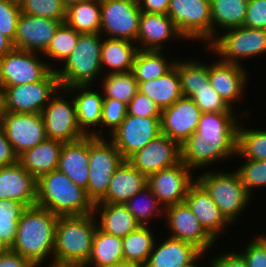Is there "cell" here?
Masks as SVG:
<instances>
[{"label": "cell", "instance_id": "15", "mask_svg": "<svg viewBox=\"0 0 266 267\" xmlns=\"http://www.w3.org/2000/svg\"><path fill=\"white\" fill-rule=\"evenodd\" d=\"M160 119L126 115L121 125L108 138L124 160H128L161 134Z\"/></svg>", "mask_w": 266, "mask_h": 267}, {"label": "cell", "instance_id": "45", "mask_svg": "<svg viewBox=\"0 0 266 267\" xmlns=\"http://www.w3.org/2000/svg\"><path fill=\"white\" fill-rule=\"evenodd\" d=\"M21 12L26 15L65 22L66 9L62 0H21Z\"/></svg>", "mask_w": 266, "mask_h": 267}, {"label": "cell", "instance_id": "6", "mask_svg": "<svg viewBox=\"0 0 266 267\" xmlns=\"http://www.w3.org/2000/svg\"><path fill=\"white\" fill-rule=\"evenodd\" d=\"M226 30L221 35H216L206 47L222 62L243 65L240 61L242 59L266 54V29L243 25Z\"/></svg>", "mask_w": 266, "mask_h": 267}, {"label": "cell", "instance_id": "26", "mask_svg": "<svg viewBox=\"0 0 266 267\" xmlns=\"http://www.w3.org/2000/svg\"><path fill=\"white\" fill-rule=\"evenodd\" d=\"M181 161L195 173L197 169L208 168L221 160L236 156V146H215L193 133L181 146Z\"/></svg>", "mask_w": 266, "mask_h": 267}, {"label": "cell", "instance_id": "11", "mask_svg": "<svg viewBox=\"0 0 266 267\" xmlns=\"http://www.w3.org/2000/svg\"><path fill=\"white\" fill-rule=\"evenodd\" d=\"M100 34L136 42L141 11L138 0H100Z\"/></svg>", "mask_w": 266, "mask_h": 267}, {"label": "cell", "instance_id": "42", "mask_svg": "<svg viewBox=\"0 0 266 267\" xmlns=\"http://www.w3.org/2000/svg\"><path fill=\"white\" fill-rule=\"evenodd\" d=\"M27 206L16 200L0 201V249H10L16 235L18 222Z\"/></svg>", "mask_w": 266, "mask_h": 267}, {"label": "cell", "instance_id": "49", "mask_svg": "<svg viewBox=\"0 0 266 267\" xmlns=\"http://www.w3.org/2000/svg\"><path fill=\"white\" fill-rule=\"evenodd\" d=\"M21 14L19 2L0 0V32L12 42H14Z\"/></svg>", "mask_w": 266, "mask_h": 267}, {"label": "cell", "instance_id": "14", "mask_svg": "<svg viewBox=\"0 0 266 267\" xmlns=\"http://www.w3.org/2000/svg\"><path fill=\"white\" fill-rule=\"evenodd\" d=\"M192 171L180 161L174 166L149 175L147 177L148 187L164 208L182 203L190 186L196 181Z\"/></svg>", "mask_w": 266, "mask_h": 267}, {"label": "cell", "instance_id": "29", "mask_svg": "<svg viewBox=\"0 0 266 267\" xmlns=\"http://www.w3.org/2000/svg\"><path fill=\"white\" fill-rule=\"evenodd\" d=\"M147 186V176L124 160L114 171L106 195L97 203L125 204Z\"/></svg>", "mask_w": 266, "mask_h": 267}, {"label": "cell", "instance_id": "62", "mask_svg": "<svg viewBox=\"0 0 266 267\" xmlns=\"http://www.w3.org/2000/svg\"><path fill=\"white\" fill-rule=\"evenodd\" d=\"M51 267H83V266H51Z\"/></svg>", "mask_w": 266, "mask_h": 267}, {"label": "cell", "instance_id": "10", "mask_svg": "<svg viewBox=\"0 0 266 267\" xmlns=\"http://www.w3.org/2000/svg\"><path fill=\"white\" fill-rule=\"evenodd\" d=\"M3 87L7 112L41 114L60 85L57 73L52 69L38 82Z\"/></svg>", "mask_w": 266, "mask_h": 267}, {"label": "cell", "instance_id": "12", "mask_svg": "<svg viewBox=\"0 0 266 267\" xmlns=\"http://www.w3.org/2000/svg\"><path fill=\"white\" fill-rule=\"evenodd\" d=\"M41 56V53L13 49L0 58V83L3 86H15L42 80L57 67Z\"/></svg>", "mask_w": 266, "mask_h": 267}, {"label": "cell", "instance_id": "40", "mask_svg": "<svg viewBox=\"0 0 266 267\" xmlns=\"http://www.w3.org/2000/svg\"><path fill=\"white\" fill-rule=\"evenodd\" d=\"M180 78L183 97L191 98L192 90H197L209 81V64L196 59L186 58L175 61Z\"/></svg>", "mask_w": 266, "mask_h": 267}, {"label": "cell", "instance_id": "8", "mask_svg": "<svg viewBox=\"0 0 266 267\" xmlns=\"http://www.w3.org/2000/svg\"><path fill=\"white\" fill-rule=\"evenodd\" d=\"M167 15L185 40L212 41L210 0H170Z\"/></svg>", "mask_w": 266, "mask_h": 267}, {"label": "cell", "instance_id": "36", "mask_svg": "<svg viewBox=\"0 0 266 267\" xmlns=\"http://www.w3.org/2000/svg\"><path fill=\"white\" fill-rule=\"evenodd\" d=\"M65 23L80 34L100 33L101 1L86 0L66 9Z\"/></svg>", "mask_w": 266, "mask_h": 267}, {"label": "cell", "instance_id": "24", "mask_svg": "<svg viewBox=\"0 0 266 267\" xmlns=\"http://www.w3.org/2000/svg\"><path fill=\"white\" fill-rule=\"evenodd\" d=\"M36 198L37 180L18 162L0 167V201L11 199L30 207Z\"/></svg>", "mask_w": 266, "mask_h": 267}, {"label": "cell", "instance_id": "28", "mask_svg": "<svg viewBox=\"0 0 266 267\" xmlns=\"http://www.w3.org/2000/svg\"><path fill=\"white\" fill-rule=\"evenodd\" d=\"M159 242L156 239L152 252L143 267H185L202 252L194 245L167 237ZM158 242V243H157ZM160 243V244H159Z\"/></svg>", "mask_w": 266, "mask_h": 267}, {"label": "cell", "instance_id": "30", "mask_svg": "<svg viewBox=\"0 0 266 267\" xmlns=\"http://www.w3.org/2000/svg\"><path fill=\"white\" fill-rule=\"evenodd\" d=\"M63 142L46 139L18 155V163L36 180L58 169Z\"/></svg>", "mask_w": 266, "mask_h": 267}, {"label": "cell", "instance_id": "55", "mask_svg": "<svg viewBox=\"0 0 266 267\" xmlns=\"http://www.w3.org/2000/svg\"><path fill=\"white\" fill-rule=\"evenodd\" d=\"M17 162L18 155L8 141L4 128L0 125V167L9 166Z\"/></svg>", "mask_w": 266, "mask_h": 267}, {"label": "cell", "instance_id": "1", "mask_svg": "<svg viewBox=\"0 0 266 267\" xmlns=\"http://www.w3.org/2000/svg\"><path fill=\"white\" fill-rule=\"evenodd\" d=\"M58 217L38 205L27 207L18 222L16 239L10 250L31 260L37 267H42L49 259L48 267L53 266Z\"/></svg>", "mask_w": 266, "mask_h": 267}, {"label": "cell", "instance_id": "19", "mask_svg": "<svg viewBox=\"0 0 266 267\" xmlns=\"http://www.w3.org/2000/svg\"><path fill=\"white\" fill-rule=\"evenodd\" d=\"M215 58L217 61H212L209 65V82L213 89L234 109L233 104L239 102L245 94L249 80L248 72L244 65L222 62L217 57Z\"/></svg>", "mask_w": 266, "mask_h": 267}, {"label": "cell", "instance_id": "32", "mask_svg": "<svg viewBox=\"0 0 266 267\" xmlns=\"http://www.w3.org/2000/svg\"><path fill=\"white\" fill-rule=\"evenodd\" d=\"M138 50L135 42L103 37L100 52L103 74L130 72Z\"/></svg>", "mask_w": 266, "mask_h": 267}, {"label": "cell", "instance_id": "27", "mask_svg": "<svg viewBox=\"0 0 266 267\" xmlns=\"http://www.w3.org/2000/svg\"><path fill=\"white\" fill-rule=\"evenodd\" d=\"M58 170L73 183L87 189L89 179V136L63 143Z\"/></svg>", "mask_w": 266, "mask_h": 267}, {"label": "cell", "instance_id": "48", "mask_svg": "<svg viewBox=\"0 0 266 267\" xmlns=\"http://www.w3.org/2000/svg\"><path fill=\"white\" fill-rule=\"evenodd\" d=\"M127 115V104L112 98H104L102 104V118L100 137L110 136L121 125ZM109 133L106 135L103 129ZM104 131V133H103ZM105 134V135H104Z\"/></svg>", "mask_w": 266, "mask_h": 267}, {"label": "cell", "instance_id": "16", "mask_svg": "<svg viewBox=\"0 0 266 267\" xmlns=\"http://www.w3.org/2000/svg\"><path fill=\"white\" fill-rule=\"evenodd\" d=\"M0 125L17 155L47 139L41 114L6 112Z\"/></svg>", "mask_w": 266, "mask_h": 267}, {"label": "cell", "instance_id": "38", "mask_svg": "<svg viewBox=\"0 0 266 267\" xmlns=\"http://www.w3.org/2000/svg\"><path fill=\"white\" fill-rule=\"evenodd\" d=\"M175 59L169 60L162 51L138 50L131 72L138 83L164 76L175 65Z\"/></svg>", "mask_w": 266, "mask_h": 267}, {"label": "cell", "instance_id": "9", "mask_svg": "<svg viewBox=\"0 0 266 267\" xmlns=\"http://www.w3.org/2000/svg\"><path fill=\"white\" fill-rule=\"evenodd\" d=\"M66 94L67 90L60 87L41 113L47 139L63 143L77 141L86 136L78 125L73 97L69 100L65 97Z\"/></svg>", "mask_w": 266, "mask_h": 267}, {"label": "cell", "instance_id": "35", "mask_svg": "<svg viewBox=\"0 0 266 267\" xmlns=\"http://www.w3.org/2000/svg\"><path fill=\"white\" fill-rule=\"evenodd\" d=\"M247 4V0H210L212 40L219 34L218 28L223 31L244 25Z\"/></svg>", "mask_w": 266, "mask_h": 267}, {"label": "cell", "instance_id": "43", "mask_svg": "<svg viewBox=\"0 0 266 267\" xmlns=\"http://www.w3.org/2000/svg\"><path fill=\"white\" fill-rule=\"evenodd\" d=\"M101 78H103L102 82L99 83H102L104 98H112L128 104L138 92V82L131 71L105 74Z\"/></svg>", "mask_w": 266, "mask_h": 267}, {"label": "cell", "instance_id": "57", "mask_svg": "<svg viewBox=\"0 0 266 267\" xmlns=\"http://www.w3.org/2000/svg\"><path fill=\"white\" fill-rule=\"evenodd\" d=\"M14 49L13 42L0 32V58Z\"/></svg>", "mask_w": 266, "mask_h": 267}, {"label": "cell", "instance_id": "20", "mask_svg": "<svg viewBox=\"0 0 266 267\" xmlns=\"http://www.w3.org/2000/svg\"><path fill=\"white\" fill-rule=\"evenodd\" d=\"M62 22L22 13L18 20L14 49L43 53Z\"/></svg>", "mask_w": 266, "mask_h": 267}, {"label": "cell", "instance_id": "58", "mask_svg": "<svg viewBox=\"0 0 266 267\" xmlns=\"http://www.w3.org/2000/svg\"><path fill=\"white\" fill-rule=\"evenodd\" d=\"M6 112L5 88L0 83V122Z\"/></svg>", "mask_w": 266, "mask_h": 267}, {"label": "cell", "instance_id": "34", "mask_svg": "<svg viewBox=\"0 0 266 267\" xmlns=\"http://www.w3.org/2000/svg\"><path fill=\"white\" fill-rule=\"evenodd\" d=\"M123 263L122 238L107 234L97 227L90 257L83 267H105Z\"/></svg>", "mask_w": 266, "mask_h": 267}, {"label": "cell", "instance_id": "60", "mask_svg": "<svg viewBox=\"0 0 266 267\" xmlns=\"http://www.w3.org/2000/svg\"><path fill=\"white\" fill-rule=\"evenodd\" d=\"M64 5L66 7L70 6L71 4H74V3H79L81 1H86V0H62Z\"/></svg>", "mask_w": 266, "mask_h": 267}, {"label": "cell", "instance_id": "53", "mask_svg": "<svg viewBox=\"0 0 266 267\" xmlns=\"http://www.w3.org/2000/svg\"><path fill=\"white\" fill-rule=\"evenodd\" d=\"M218 255L211 258L212 260H210L211 264H209V267H248L243 256L237 251H230V253L225 252V254Z\"/></svg>", "mask_w": 266, "mask_h": 267}, {"label": "cell", "instance_id": "25", "mask_svg": "<svg viewBox=\"0 0 266 267\" xmlns=\"http://www.w3.org/2000/svg\"><path fill=\"white\" fill-rule=\"evenodd\" d=\"M240 120L236 112L202 113L195 133L208 144L236 146Z\"/></svg>", "mask_w": 266, "mask_h": 267}, {"label": "cell", "instance_id": "44", "mask_svg": "<svg viewBox=\"0 0 266 267\" xmlns=\"http://www.w3.org/2000/svg\"><path fill=\"white\" fill-rule=\"evenodd\" d=\"M80 33L69 27L65 22L61 23L55 31V35L42 53V57L52 61L63 62L73 51Z\"/></svg>", "mask_w": 266, "mask_h": 267}, {"label": "cell", "instance_id": "22", "mask_svg": "<svg viewBox=\"0 0 266 267\" xmlns=\"http://www.w3.org/2000/svg\"><path fill=\"white\" fill-rule=\"evenodd\" d=\"M184 202L191 209L201 226L216 242L222 238V234L228 229L225 227L231 226L221 214L209 193L197 180L190 186Z\"/></svg>", "mask_w": 266, "mask_h": 267}, {"label": "cell", "instance_id": "61", "mask_svg": "<svg viewBox=\"0 0 266 267\" xmlns=\"http://www.w3.org/2000/svg\"><path fill=\"white\" fill-rule=\"evenodd\" d=\"M105 267H136V266H133V265H130V264H126V263H123V264H117V265H113V266H105Z\"/></svg>", "mask_w": 266, "mask_h": 267}, {"label": "cell", "instance_id": "21", "mask_svg": "<svg viewBox=\"0 0 266 267\" xmlns=\"http://www.w3.org/2000/svg\"><path fill=\"white\" fill-rule=\"evenodd\" d=\"M65 89L69 98L74 95L73 100L77 122L81 131L86 136L100 137L102 104L104 99L103 93H101L102 91H95L93 84L75 85ZM69 94L71 95L69 96Z\"/></svg>", "mask_w": 266, "mask_h": 267}, {"label": "cell", "instance_id": "13", "mask_svg": "<svg viewBox=\"0 0 266 267\" xmlns=\"http://www.w3.org/2000/svg\"><path fill=\"white\" fill-rule=\"evenodd\" d=\"M164 219L169 231L167 236L190 243L202 253H207L217 243L185 202L165 207Z\"/></svg>", "mask_w": 266, "mask_h": 267}, {"label": "cell", "instance_id": "3", "mask_svg": "<svg viewBox=\"0 0 266 267\" xmlns=\"http://www.w3.org/2000/svg\"><path fill=\"white\" fill-rule=\"evenodd\" d=\"M36 205L57 216L87 215L92 214L94 209L86 190L58 169L37 180Z\"/></svg>", "mask_w": 266, "mask_h": 267}, {"label": "cell", "instance_id": "5", "mask_svg": "<svg viewBox=\"0 0 266 267\" xmlns=\"http://www.w3.org/2000/svg\"><path fill=\"white\" fill-rule=\"evenodd\" d=\"M196 180L209 193L225 219L233 225L249 206L252 196L244 188L239 174L232 171H205Z\"/></svg>", "mask_w": 266, "mask_h": 267}, {"label": "cell", "instance_id": "39", "mask_svg": "<svg viewBox=\"0 0 266 267\" xmlns=\"http://www.w3.org/2000/svg\"><path fill=\"white\" fill-rule=\"evenodd\" d=\"M241 121L237 127V158L266 161V130L252 129L242 125Z\"/></svg>", "mask_w": 266, "mask_h": 267}, {"label": "cell", "instance_id": "47", "mask_svg": "<svg viewBox=\"0 0 266 267\" xmlns=\"http://www.w3.org/2000/svg\"><path fill=\"white\" fill-rule=\"evenodd\" d=\"M244 163L236 168L244 188L251 193L255 188L266 186V161L244 159Z\"/></svg>", "mask_w": 266, "mask_h": 267}, {"label": "cell", "instance_id": "50", "mask_svg": "<svg viewBox=\"0 0 266 267\" xmlns=\"http://www.w3.org/2000/svg\"><path fill=\"white\" fill-rule=\"evenodd\" d=\"M162 110L155 101L139 91L127 104V115L144 118H161Z\"/></svg>", "mask_w": 266, "mask_h": 267}, {"label": "cell", "instance_id": "23", "mask_svg": "<svg viewBox=\"0 0 266 267\" xmlns=\"http://www.w3.org/2000/svg\"><path fill=\"white\" fill-rule=\"evenodd\" d=\"M171 39L185 40L168 15L141 12L135 42L139 50L164 51L165 44Z\"/></svg>", "mask_w": 266, "mask_h": 267}, {"label": "cell", "instance_id": "7", "mask_svg": "<svg viewBox=\"0 0 266 267\" xmlns=\"http://www.w3.org/2000/svg\"><path fill=\"white\" fill-rule=\"evenodd\" d=\"M124 158L107 137L89 136V179L86 189L93 204L107 193L114 171Z\"/></svg>", "mask_w": 266, "mask_h": 267}, {"label": "cell", "instance_id": "41", "mask_svg": "<svg viewBox=\"0 0 266 267\" xmlns=\"http://www.w3.org/2000/svg\"><path fill=\"white\" fill-rule=\"evenodd\" d=\"M124 205L136 218L140 226H150L149 221L152 218L154 220L164 217L165 208L148 186L130 198Z\"/></svg>", "mask_w": 266, "mask_h": 267}, {"label": "cell", "instance_id": "17", "mask_svg": "<svg viewBox=\"0 0 266 267\" xmlns=\"http://www.w3.org/2000/svg\"><path fill=\"white\" fill-rule=\"evenodd\" d=\"M127 161L148 177L178 164L181 161V148L176 141L161 133Z\"/></svg>", "mask_w": 266, "mask_h": 267}, {"label": "cell", "instance_id": "33", "mask_svg": "<svg viewBox=\"0 0 266 267\" xmlns=\"http://www.w3.org/2000/svg\"><path fill=\"white\" fill-rule=\"evenodd\" d=\"M138 91L155 101L161 110L170 107L183 97L177 67L174 65L157 79L138 83Z\"/></svg>", "mask_w": 266, "mask_h": 267}, {"label": "cell", "instance_id": "51", "mask_svg": "<svg viewBox=\"0 0 266 267\" xmlns=\"http://www.w3.org/2000/svg\"><path fill=\"white\" fill-rule=\"evenodd\" d=\"M257 237V238H256ZM254 240L239 253L243 256L248 267H266V235H257Z\"/></svg>", "mask_w": 266, "mask_h": 267}, {"label": "cell", "instance_id": "54", "mask_svg": "<svg viewBox=\"0 0 266 267\" xmlns=\"http://www.w3.org/2000/svg\"><path fill=\"white\" fill-rule=\"evenodd\" d=\"M0 267H37L31 260L11 251L0 249Z\"/></svg>", "mask_w": 266, "mask_h": 267}, {"label": "cell", "instance_id": "56", "mask_svg": "<svg viewBox=\"0 0 266 267\" xmlns=\"http://www.w3.org/2000/svg\"><path fill=\"white\" fill-rule=\"evenodd\" d=\"M141 12L146 13H168L170 0H138Z\"/></svg>", "mask_w": 266, "mask_h": 267}, {"label": "cell", "instance_id": "59", "mask_svg": "<svg viewBox=\"0 0 266 267\" xmlns=\"http://www.w3.org/2000/svg\"><path fill=\"white\" fill-rule=\"evenodd\" d=\"M205 254L206 253H201L193 262H191L189 265H187L185 267H199L198 263L201 261L202 257L205 258Z\"/></svg>", "mask_w": 266, "mask_h": 267}, {"label": "cell", "instance_id": "37", "mask_svg": "<svg viewBox=\"0 0 266 267\" xmlns=\"http://www.w3.org/2000/svg\"><path fill=\"white\" fill-rule=\"evenodd\" d=\"M152 226H140L122 238L123 257L126 264L143 267L153 250L156 237Z\"/></svg>", "mask_w": 266, "mask_h": 267}, {"label": "cell", "instance_id": "52", "mask_svg": "<svg viewBox=\"0 0 266 267\" xmlns=\"http://www.w3.org/2000/svg\"><path fill=\"white\" fill-rule=\"evenodd\" d=\"M244 26L266 29V0H249Z\"/></svg>", "mask_w": 266, "mask_h": 267}, {"label": "cell", "instance_id": "18", "mask_svg": "<svg viewBox=\"0 0 266 267\" xmlns=\"http://www.w3.org/2000/svg\"><path fill=\"white\" fill-rule=\"evenodd\" d=\"M202 112L191 98L181 97L173 105L162 109L161 133L180 146L196 132Z\"/></svg>", "mask_w": 266, "mask_h": 267}, {"label": "cell", "instance_id": "31", "mask_svg": "<svg viewBox=\"0 0 266 267\" xmlns=\"http://www.w3.org/2000/svg\"><path fill=\"white\" fill-rule=\"evenodd\" d=\"M93 214L101 231L119 238H124L140 227L124 204L95 203Z\"/></svg>", "mask_w": 266, "mask_h": 267}, {"label": "cell", "instance_id": "2", "mask_svg": "<svg viewBox=\"0 0 266 267\" xmlns=\"http://www.w3.org/2000/svg\"><path fill=\"white\" fill-rule=\"evenodd\" d=\"M96 228L93 213L59 216L55 230L53 266H83L90 257Z\"/></svg>", "mask_w": 266, "mask_h": 267}, {"label": "cell", "instance_id": "46", "mask_svg": "<svg viewBox=\"0 0 266 267\" xmlns=\"http://www.w3.org/2000/svg\"><path fill=\"white\" fill-rule=\"evenodd\" d=\"M191 99L195 102L202 113L207 112H236L226 101L213 89L208 81L197 90H192Z\"/></svg>", "mask_w": 266, "mask_h": 267}, {"label": "cell", "instance_id": "4", "mask_svg": "<svg viewBox=\"0 0 266 267\" xmlns=\"http://www.w3.org/2000/svg\"><path fill=\"white\" fill-rule=\"evenodd\" d=\"M102 40L100 33L79 35L73 51L63 61V67L55 69L61 88L92 85L97 79L100 80L103 74L100 57Z\"/></svg>", "mask_w": 266, "mask_h": 267}]
</instances>
